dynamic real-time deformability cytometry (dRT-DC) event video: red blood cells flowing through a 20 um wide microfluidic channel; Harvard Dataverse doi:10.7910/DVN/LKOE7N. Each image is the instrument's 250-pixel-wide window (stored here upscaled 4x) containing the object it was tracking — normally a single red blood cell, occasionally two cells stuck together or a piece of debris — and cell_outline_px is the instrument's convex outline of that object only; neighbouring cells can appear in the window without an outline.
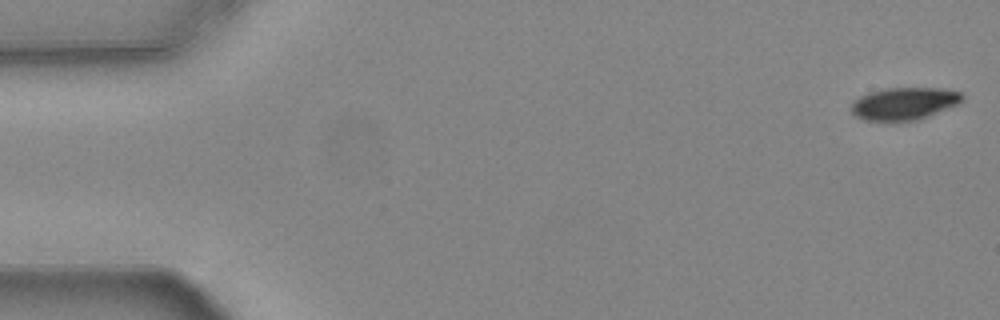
{"species": "common noctule bat (a hibernating species)", "species_latin": "Nyctalus noctula", "temperature_condition": "warm", "stored_images_in_passage": 4, "camera_frame_rate_fps": 3000, "um_per_image_px": 0.085, "animal": {"sex": "female", "body_mass_g": 24.6, "forearm_length_mm": 56.2}, "frame": {"image": 1, "passage_image": 1, "time_ms": 0.0, "image_size_px": [1000, 320], "cell_outline_px": [[964, 100], [956, 104], [928, 116], [916, 120], [864, 120], [856, 116], [852, 112], [852, 104], [860, 96], [868, 92], [884, 88], [944, 88], [960, 92], [964, 96]], "centroid_in_image_um": [76.86, 8.78], "position_along_channel_um": 8.1, "area_um2": 20.69}}